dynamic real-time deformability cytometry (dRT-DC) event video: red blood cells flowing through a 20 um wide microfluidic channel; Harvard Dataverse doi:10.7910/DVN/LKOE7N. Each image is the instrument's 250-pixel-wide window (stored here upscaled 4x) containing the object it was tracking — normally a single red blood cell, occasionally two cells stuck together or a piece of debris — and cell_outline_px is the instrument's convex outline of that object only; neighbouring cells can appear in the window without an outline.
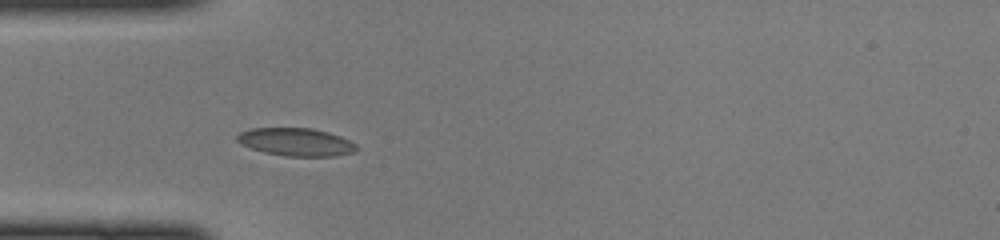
{"species": "common noctule bat (a hibernating species)", "species_latin": "Nyctalus noctula", "temperature_condition": "cold", "stored_images_in_passage": 34, "camera_frame_rate_fps": 3000, "um_per_image_px": 0.085, "animal": {"sex": "female", "body_mass_g": 22.0, "forearm_length_mm": 56.7}, "frame": {"image": 1, "passage_image": 1, "time_ms": 0.0, "image_size_px": [1000, 240], "cell_outline_px": [[356, 152], [336, 156], [284, 156], [264, 152], [240, 144], [236, 140], [236, 136], [240, 132], [252, 128], [312, 128], [328, 132], [340, 136], [356, 144]], "centroid_in_image_um": [25.15, 12.07], "position_along_channel_um": 59.8, "area_um2": 19.42}}
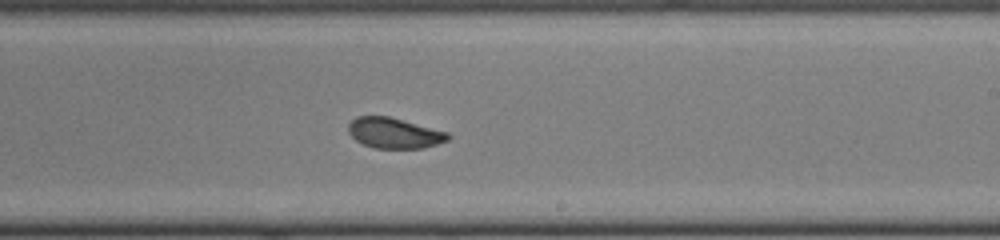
{"frame": {"image": 2, "passage_image": 15, "time_ms": 4.667, "image_size_px": [1000, 240], "cell_outline_px": [[452, 136], [448, 140], [424, 148], [372, 148], [356, 140], [348, 132], [348, 124], [356, 116], [388, 116], [448, 132]], "centroid_in_image_um": [33.51, 11.31], "position_along_channel_um": 255.5, "area_um2": 17.69}}
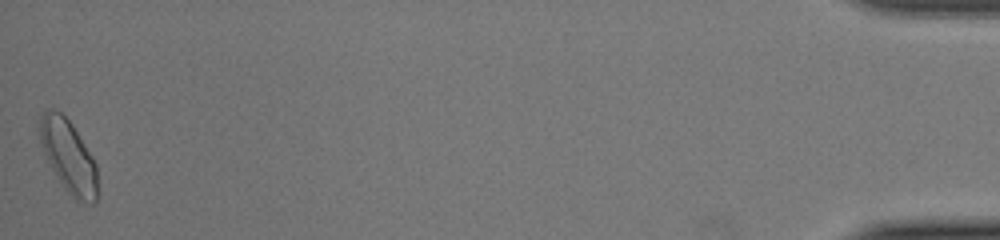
{"frame": {"image": 3, "passage_image": 34, "time_ms": 11.0, "image_size_px": [1000, 240], "cell_outline_px": [[96, 200], [92, 204], [76, 200], [64, 188], [52, 168], [44, 152], [40, 140], [40, 116], [48, 108], [52, 108], [60, 112], [72, 124], [92, 156], [96, 164]], "centroid_in_image_um": [5.82, 13.27], "position_along_channel_um": 429.4, "area_um2": 23.87}}